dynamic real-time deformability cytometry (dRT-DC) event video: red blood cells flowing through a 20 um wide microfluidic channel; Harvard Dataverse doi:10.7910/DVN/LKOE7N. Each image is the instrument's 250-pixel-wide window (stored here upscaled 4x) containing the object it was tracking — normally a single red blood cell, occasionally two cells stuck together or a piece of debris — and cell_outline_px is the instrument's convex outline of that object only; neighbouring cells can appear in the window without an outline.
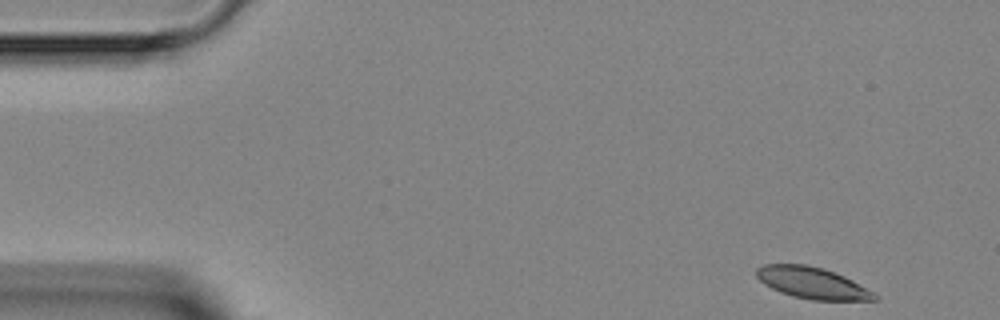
{"species": "Egyptian fruit bat (a non-hibernating species)", "species_latin": "Rousettus aegyptiacus", "temperature_condition": "room temperature", "stored_images_in_passage": 5, "camera_frame_rate_fps": 3000, "um_per_image_px": 0.085, "animal": {"sex": "female"}, "frame": {"image": 1, "passage_image": 1, "time_ms": 0.0, "image_size_px": [1000, 320], "cell_outline_px": [[880, 296], [876, 300], [812, 300], [792, 296], [780, 292], [764, 284], [756, 276], [756, 268], [764, 264], [804, 264], [824, 268], [844, 276], [876, 292]], "centroid_in_image_um": [69.07, 24.05], "position_along_channel_um": 15.9, "area_um2": 21.79}}